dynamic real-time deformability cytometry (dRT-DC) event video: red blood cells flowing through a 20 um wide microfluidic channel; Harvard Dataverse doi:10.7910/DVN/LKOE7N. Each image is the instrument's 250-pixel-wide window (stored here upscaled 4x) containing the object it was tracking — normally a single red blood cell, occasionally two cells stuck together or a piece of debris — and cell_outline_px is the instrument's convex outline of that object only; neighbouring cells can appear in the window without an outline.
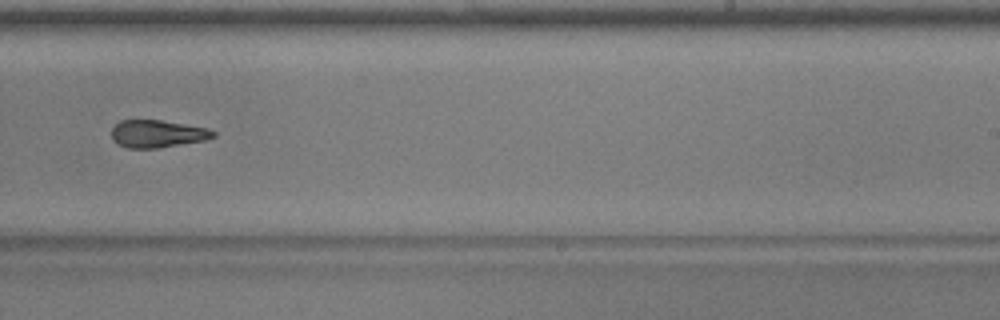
{"species": "common noctule bat (a hibernating species)", "species_latin": "Nyctalus noctula", "temperature_condition": "warm", "stored_images_in_passage": 44, "camera_frame_rate_fps": 3000, "um_per_image_px": 0.085, "animal": {"sex": "male", "body_mass_g": 17.9, "forearm_length_mm": 54.2}, "frame": {"image": 1, "passage_image": 26, "time_ms": 8.333, "image_size_px": [1000, 320], "cell_outline_px": [[216, 136], [204, 140], [156, 148], [128, 148], [116, 144], [112, 140], [112, 128], [120, 120], [160, 120], [208, 128], [216, 132]], "centroid_in_image_um": [13.35, 11.37], "position_along_channel_um": 275.6, "area_um2": 16.24}, "authors_computed_cell_mechanics": {"area_um2": 17.8891, "velocity_mm_per_s": 3.9438, "shape_relaxation_time_tau1_ms": 9.3805, "shape_relaxation_time_tau2_ms": 6.6782, "deformation_change_tau1": 0.2607, "deformation_change_tau2": 0.1734}}